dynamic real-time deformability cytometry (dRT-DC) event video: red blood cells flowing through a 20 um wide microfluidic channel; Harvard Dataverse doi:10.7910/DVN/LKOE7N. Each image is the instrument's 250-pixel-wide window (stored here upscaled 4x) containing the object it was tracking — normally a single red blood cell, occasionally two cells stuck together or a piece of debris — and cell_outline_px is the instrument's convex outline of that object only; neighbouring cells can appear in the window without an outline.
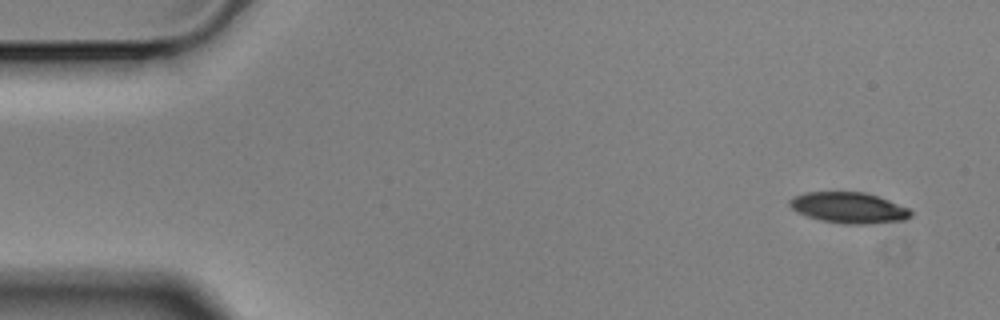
{"species": "Egyptian fruit bat (a non-hibernating species)", "species_latin": "Rousettus aegyptiacus", "temperature_condition": "cold", "stored_images_in_passage": 6, "camera_frame_rate_fps": 3000, "um_per_image_px": 0.085, "animal": {"sex": "male"}, "frame": {"image": 1, "passage_image": 1, "time_ms": 0.0, "image_size_px": [1000, 320], "cell_outline_px": [[912, 216], [904, 220], [872, 224], [844, 224], [820, 220], [796, 212], [788, 204], [788, 200], [792, 196], [804, 192], [864, 192], [888, 200], [908, 208], [912, 212]], "centroid_in_image_um": [72.11, 17.66], "position_along_channel_um": 12.9, "area_um2": 21.91}}
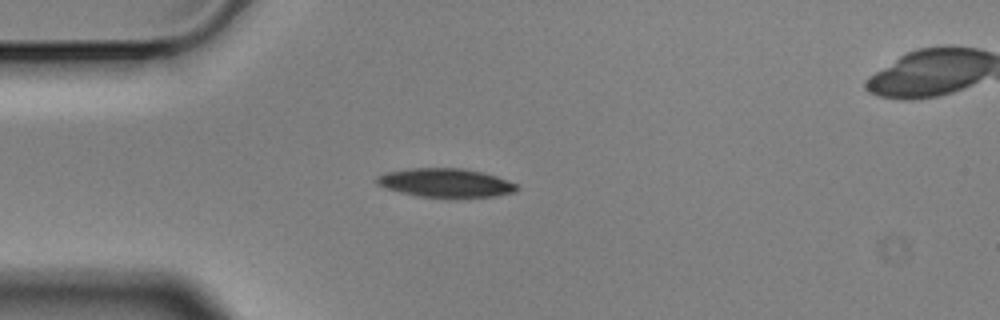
{"frame": {"image": 2, "passage_image": 4, "time_ms": 1.0, "image_size_px": [1000, 320], "cell_outline_px": [[520, 188], [516, 192], [496, 196], [456, 200], [448, 200], [416, 196], [400, 192], [376, 184], [376, 176], [388, 172], [412, 168], [464, 168], [484, 172], [496, 176], [516, 184]], "centroid_in_image_um": [37.93, 15.59], "position_along_channel_um": 47.1, "area_um2": 24.39}}
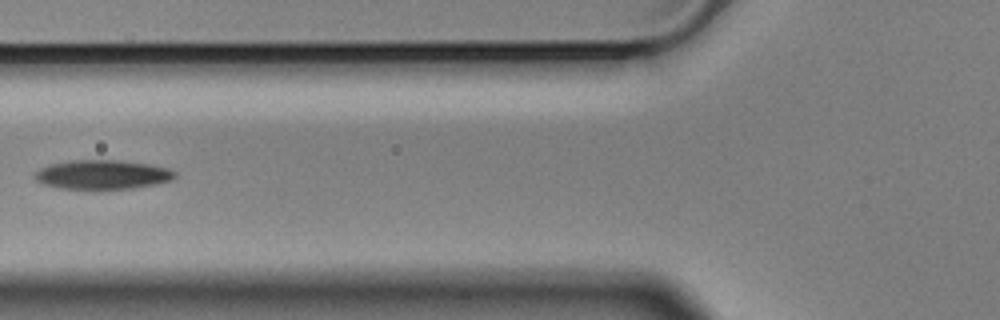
{"frame": {"image": 3, "passage_image": 6, "time_ms": 1.667, "image_size_px": [1000, 320], "cell_outline_px": [[176, 176], [172, 180], [132, 188], [92, 192], [60, 188], [44, 184], [36, 180], [32, 176], [40, 168], [52, 164], [72, 160], [120, 160], [148, 164], [168, 168], [176, 172]], "centroid_in_image_um": [8.67, 14.88], "position_along_channel_um": 117.1, "area_um2": 24.51}}